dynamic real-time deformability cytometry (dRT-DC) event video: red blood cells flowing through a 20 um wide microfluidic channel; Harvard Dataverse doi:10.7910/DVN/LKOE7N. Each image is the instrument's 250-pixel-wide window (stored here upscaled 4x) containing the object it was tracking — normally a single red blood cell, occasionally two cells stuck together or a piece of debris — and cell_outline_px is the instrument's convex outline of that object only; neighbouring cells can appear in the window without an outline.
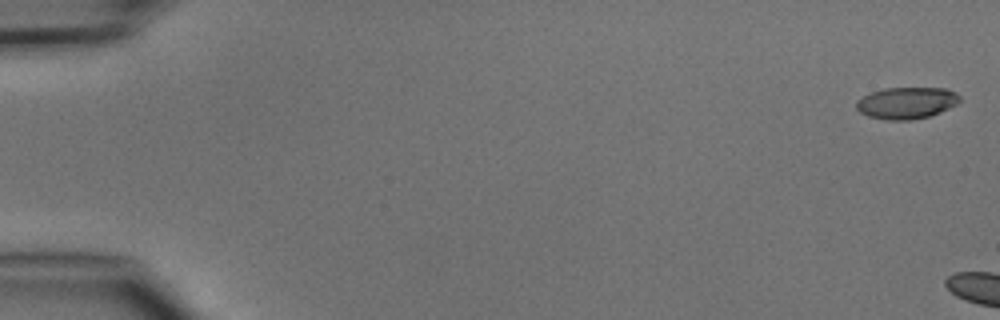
{"species": "common noctule bat (a hibernating species)", "species_latin": "Nyctalus noctula", "temperature_condition": "cold", "stored_images_in_passage": 6, "camera_frame_rate_fps": 3000, "um_per_image_px": 0.085, "animal": {"sex": "male", "body_mass_g": 15.6}, "frame": {"image": 1, "passage_image": 1, "time_ms": 0.0, "image_size_px": [1000, 320], "cell_outline_px": [[960, 100], [956, 104], [940, 112], [928, 116], [908, 120], [888, 120], [868, 116], [860, 112], [856, 108], [856, 100], [872, 92], [884, 88], [944, 88], [956, 92], [960, 96]], "centroid_in_image_um": [77.05, 8.74], "position_along_channel_um": 8.0, "area_um2": 18.96}}
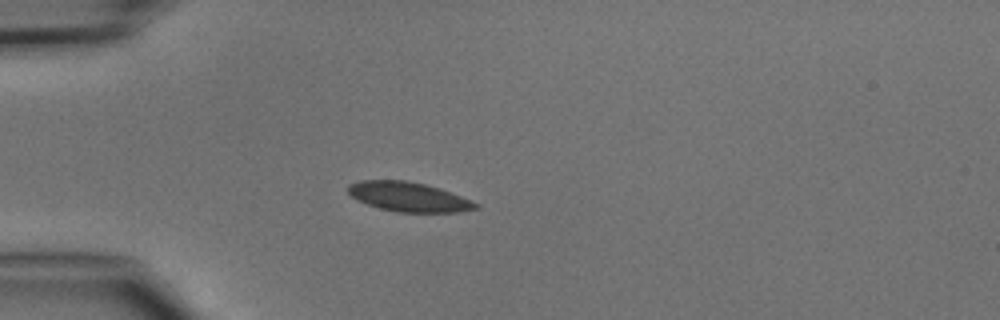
{"frame": {"image": 2, "passage_image": 6, "time_ms": 5.667, "image_size_px": [1000, 320], "cell_outline_px": [[480, 208], [460, 212], [396, 212], [380, 208], [356, 200], [348, 192], [348, 184], [360, 180], [404, 180], [424, 184], [440, 188], [480, 204]], "centroid_in_image_um": [34.73, 16.73], "position_along_channel_um": 50.3, "area_um2": 21.91}}